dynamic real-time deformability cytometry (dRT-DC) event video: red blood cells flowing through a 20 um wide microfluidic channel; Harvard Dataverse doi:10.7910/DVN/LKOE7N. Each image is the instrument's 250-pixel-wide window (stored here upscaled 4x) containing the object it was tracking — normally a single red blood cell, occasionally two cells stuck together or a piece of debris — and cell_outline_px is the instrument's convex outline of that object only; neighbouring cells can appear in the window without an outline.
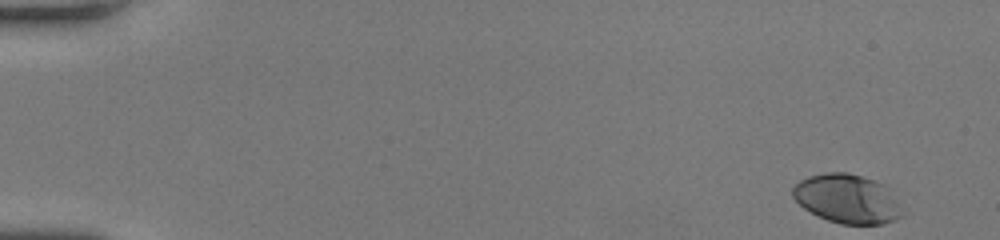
{"species": "human", "species_latin": "Homo sapiens", "temperature_condition": "room temperature", "stored_images_in_passage": 48, "camera_frame_rate_fps": 3000, "um_per_image_px": 0.085, "donor": {"sex": "female"}, "frame": {"image": 1, "passage_image": 1, "time_ms": 0.0, "image_size_px": [1000, 240], "cell_outline_px": [[904, 216], [896, 220], [884, 224], [840, 224], [828, 220], [804, 208], [792, 196], [792, 188], [800, 180], [808, 176], [824, 172], [848, 172], [884, 184]], "centroid_in_image_um": [71.97, 16.9], "position_along_channel_um": 13.0, "area_um2": 30.87}}
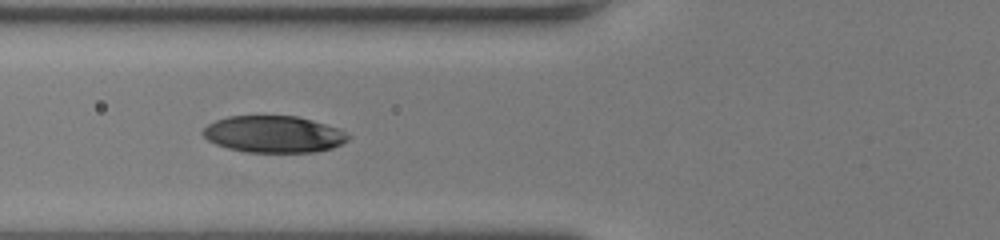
{"frame": {"image": 2, "passage_image": 19, "time_ms": 6.0, "image_size_px": [1000, 240], "cell_outline_px": [[352, 136], [348, 140], [332, 148], [316, 152], [244, 152], [228, 148], [216, 144], [208, 140], [200, 132], [208, 124], [216, 120], [228, 116], [296, 116], [312, 120], [340, 128], [348, 132]], "centroid_in_image_um": [23.29, 11.41], "position_along_channel_um": 102.5, "area_um2": 31.33}}
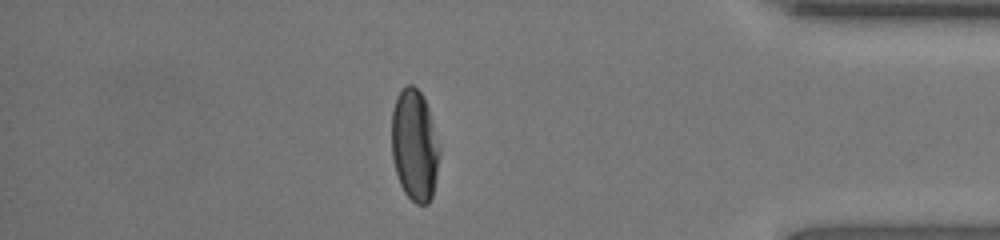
{"frame": {"image": 3, "passage_image": 42, "time_ms": 13.667, "image_size_px": [1000, 240], "cell_outline_px": [[440, 156], [432, 196], [428, 204], [416, 204], [404, 192], [400, 184], [396, 172], [392, 156], [392, 112], [396, 96], [408, 84], [412, 84], [420, 92], [428, 108], [440, 148]], "centroid_in_image_um": [35.24, 12.37], "position_along_channel_um": 400.0, "area_um2": 30.92}, "authors_computed_cell_mechanics": {"area_um2": 32.079, "velocity_mm_per_s": 4.2634, "shape_relaxation_time_tau1_ms": 2.8155, "shape_relaxation_time_tau2_ms": 0.9916, "deformation_change_tau1": 0.169, "deformation_change_tau2": 0.042}}